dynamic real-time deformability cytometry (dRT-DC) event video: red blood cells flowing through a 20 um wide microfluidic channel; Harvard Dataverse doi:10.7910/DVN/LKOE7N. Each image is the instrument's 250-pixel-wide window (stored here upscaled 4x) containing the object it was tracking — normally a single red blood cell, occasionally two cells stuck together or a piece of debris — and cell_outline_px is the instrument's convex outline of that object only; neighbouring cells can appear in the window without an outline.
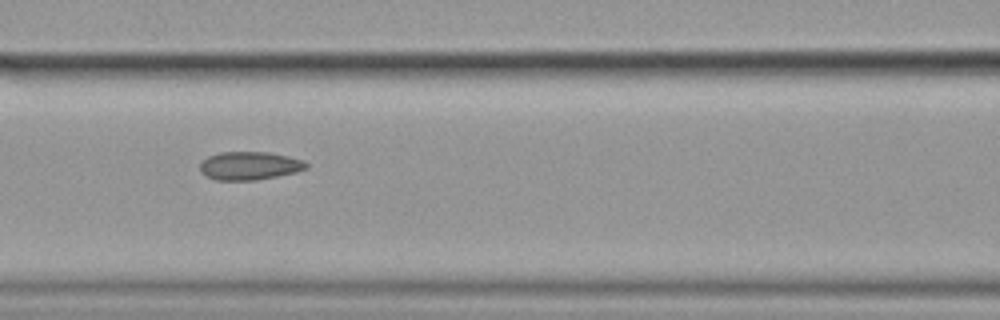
{"species": "common noctule bat (a hibernating species)", "species_latin": "Nyctalus noctula", "temperature_condition": "cold", "stored_images_in_passage": 15, "camera_frame_rate_fps": 3000, "um_per_image_px": 0.085, "animal": {"sex": "female", "body_mass_g": 19.9}, "frame": {"image": 1, "passage_image": 7, "time_ms": 2.0, "image_size_px": [1000, 320], "cell_outline_px": [[308, 168], [296, 172], [256, 180], [216, 180], [200, 172], [200, 164], [208, 156], [220, 152], [268, 152], [288, 156], [304, 160], [308, 164]], "centroid_in_image_um": [21.23, 14.08], "position_along_channel_um": 145.4, "area_um2": 17.46}}
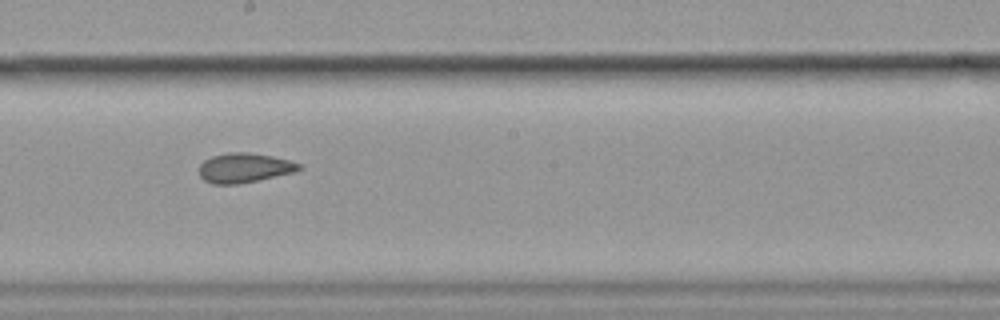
{"frame": {"image": 2, "passage_image": 9, "time_ms": 2.667, "image_size_px": [1000, 320], "cell_outline_px": [[304, 168], [296, 172], [236, 184], [212, 184], [204, 180], [200, 176], [200, 164], [204, 160], [212, 156], [228, 152], [248, 152], [272, 156], [288, 160], [300, 164]], "centroid_in_image_um": [20.77, 14.26], "position_along_channel_um": 227.4, "area_um2": 17.17}}
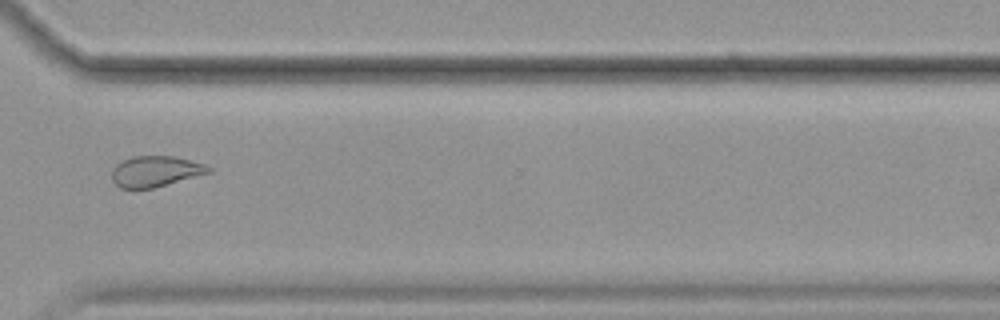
{"frame": {"image": 3, "passage_image": 12, "time_ms": 3.667, "image_size_px": [1000, 320], "cell_outline_px": [[212, 172], [152, 188], [120, 188], [112, 180], [112, 168], [120, 160], [132, 156], [176, 156], [204, 164], [212, 168]], "centroid_in_image_um": [13.19, 14.55], "position_along_channel_um": 357.4, "area_um2": 17.4}}